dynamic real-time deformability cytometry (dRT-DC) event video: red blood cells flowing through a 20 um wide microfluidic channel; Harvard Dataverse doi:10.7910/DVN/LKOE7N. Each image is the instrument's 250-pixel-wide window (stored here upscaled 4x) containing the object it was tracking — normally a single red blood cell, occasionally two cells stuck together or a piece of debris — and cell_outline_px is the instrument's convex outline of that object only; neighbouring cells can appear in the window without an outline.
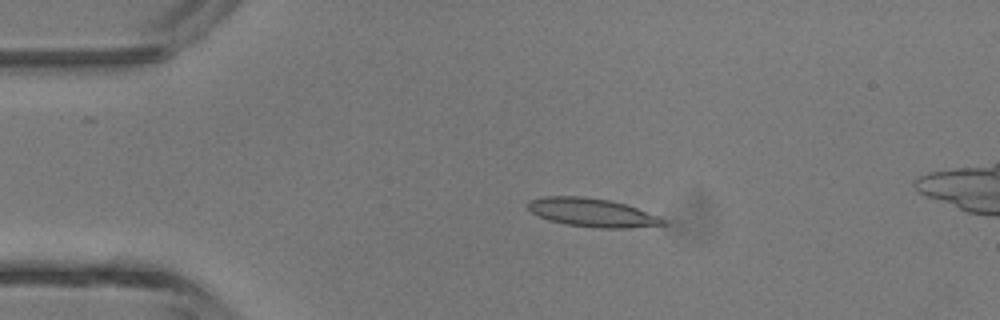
{"species": "common noctule bat (a hibernating species)", "species_latin": "Nyctalus noctula", "temperature_condition": "room temperature", "stored_images_in_passage": 4, "camera_frame_rate_fps": 3000, "um_per_image_px": 0.085, "animal": {"sex": "male", "body_mass_g": 13.3}, "frame": {"image": 1, "passage_image": 3, "time_ms": 2.333, "image_size_px": [1000, 320], "cell_outline_px": [[668, 224], [628, 228], [600, 228], [564, 224], [548, 220], [532, 212], [528, 208], [528, 200], [544, 196], [584, 196], [612, 200], [660, 216], [668, 220]], "centroid_in_image_um": [50.36, 18.06], "position_along_channel_um": 34.6, "area_um2": 22.6}}